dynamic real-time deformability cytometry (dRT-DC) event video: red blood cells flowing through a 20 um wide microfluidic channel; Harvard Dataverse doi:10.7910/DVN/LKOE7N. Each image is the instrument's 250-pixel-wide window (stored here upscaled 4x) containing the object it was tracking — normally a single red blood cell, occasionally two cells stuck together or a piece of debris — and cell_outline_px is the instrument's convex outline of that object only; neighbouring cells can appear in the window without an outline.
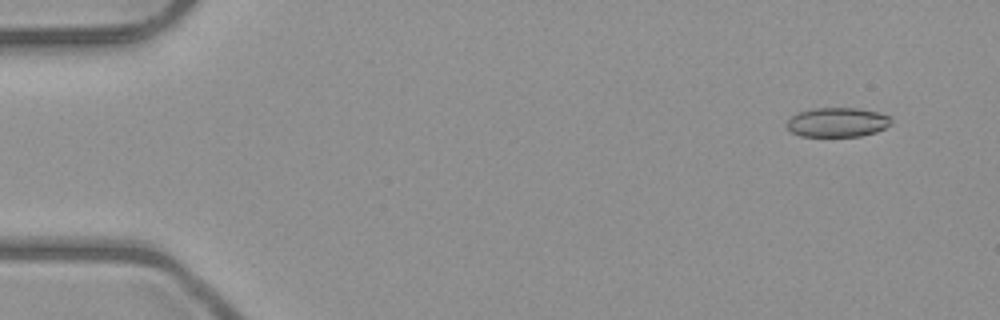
{"species": "common noctule bat (a hibernating species)", "species_latin": "Nyctalus noctula", "temperature_condition": "room temperature", "stored_images_in_passage": 6, "camera_frame_rate_fps": 3000, "um_per_image_px": 0.085, "animal": {"sex": "male", "body_mass_g": 23.1, "forearm_length_mm": 52.7}, "frame": {"image": 1, "passage_image": 1, "time_ms": 0.0, "image_size_px": [1000, 320], "cell_outline_px": [[892, 124], [876, 132], [860, 136], [800, 136], [792, 132], [784, 124], [792, 116], [800, 112], [812, 108], [856, 108], [880, 112], [892, 116]], "centroid_in_image_um": [71.21, 10.39], "position_along_channel_um": 13.8, "area_um2": 18.03}}
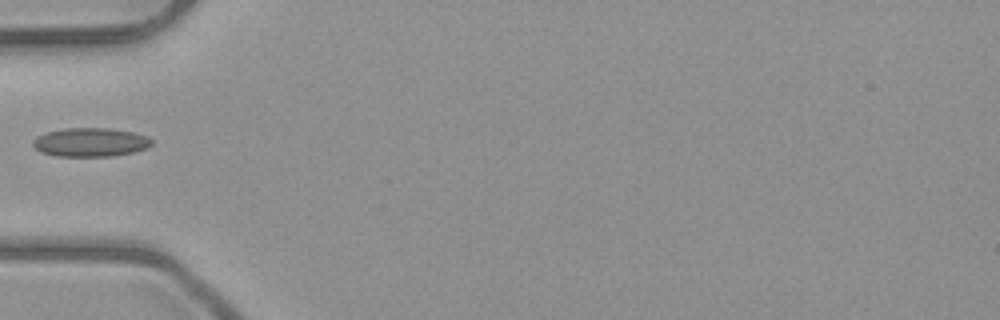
{"frame": {"image": 2, "passage_image": 5, "time_ms": 4.667, "image_size_px": [1000, 320], "cell_outline_px": [[152, 144], [148, 148], [132, 152], [112, 156], [56, 156], [40, 152], [32, 144], [32, 140], [36, 136], [48, 132], [64, 128], [108, 128], [132, 132], [148, 136], [152, 140]], "centroid_in_image_um": [7.68, 12.09], "position_along_channel_um": 77.3, "area_um2": 19.94}}
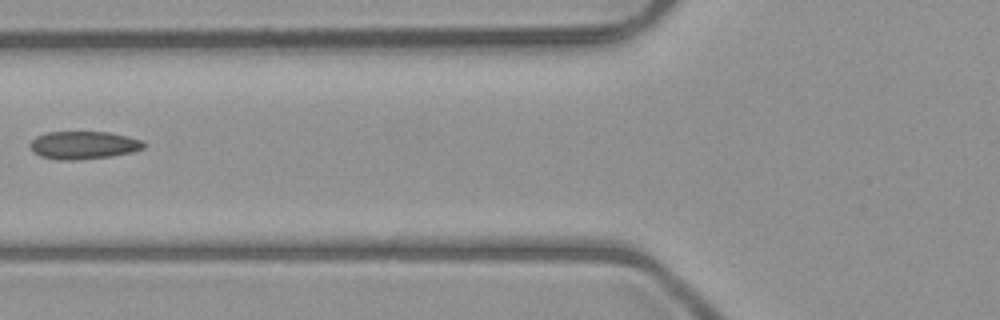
{"frame": {"image": 3, "passage_image": 6, "time_ms": 5.667, "image_size_px": [1000, 320], "cell_outline_px": [[144, 148], [132, 152], [112, 156], [72, 160], [60, 160], [40, 156], [32, 152], [28, 144], [36, 136], [48, 132], [108, 132], [128, 136], [144, 140]], "centroid_in_image_um": [7.09, 12.33], "position_along_channel_um": 118.7, "area_um2": 18.55}}